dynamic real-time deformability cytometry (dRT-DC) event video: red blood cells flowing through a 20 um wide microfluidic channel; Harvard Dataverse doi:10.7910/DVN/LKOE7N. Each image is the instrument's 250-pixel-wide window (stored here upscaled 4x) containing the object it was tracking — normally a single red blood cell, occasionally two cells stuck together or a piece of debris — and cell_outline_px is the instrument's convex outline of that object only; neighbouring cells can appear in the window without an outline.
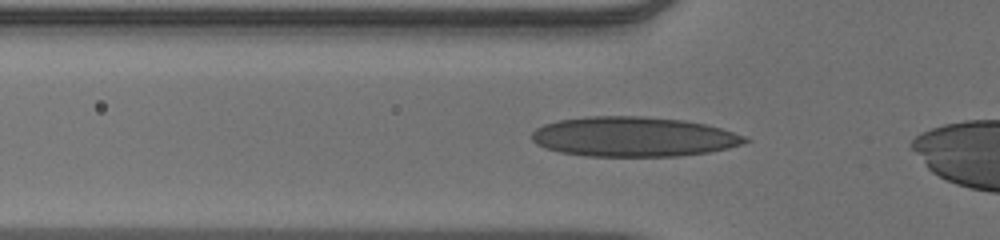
{"species": "human", "species_latin": "Homo sapiens", "temperature_condition": "warm", "stored_images_in_passage": 29, "camera_frame_rate_fps": 3000, "um_per_image_px": 0.085, "donor": {"sex": "male"}, "frame": {"image": 1, "passage_image": 3, "time_ms": 0.667, "image_size_px": [1000, 240], "cell_outline_px": [[752, 140], [744, 144], [728, 148], [708, 152], [676, 156], [588, 156], [560, 152], [544, 148], [536, 144], [532, 140], [532, 132], [536, 128], [544, 124], [556, 120], [588, 116], [644, 116], [684, 120], [704, 124], [720, 128], [744, 136]], "centroid_in_image_um": [53.82, 11.62], "position_along_channel_um": 72.0, "area_um2": 49.59}}
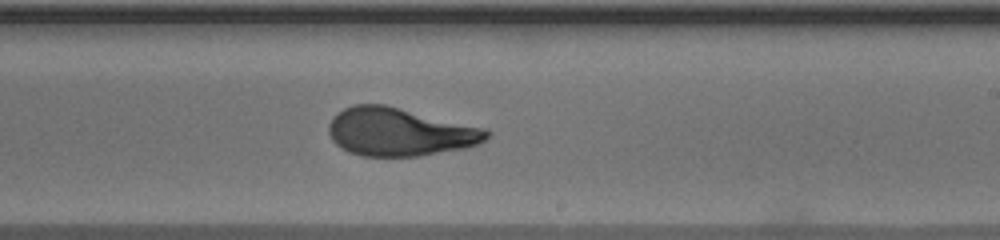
{"frame": {"image": 2, "passage_image": 17, "time_ms": 5.333, "image_size_px": [1000, 240], "cell_outline_px": [[492, 132], [480, 144], [464, 148], [420, 156], [360, 156], [348, 152], [340, 148], [332, 140], [328, 132], [328, 124], [332, 116], [336, 112], [352, 104], [384, 104], [488, 128]], "centroid_in_image_um": [33.96, 11.21], "position_along_channel_um": 255.0, "area_um2": 44.85}}
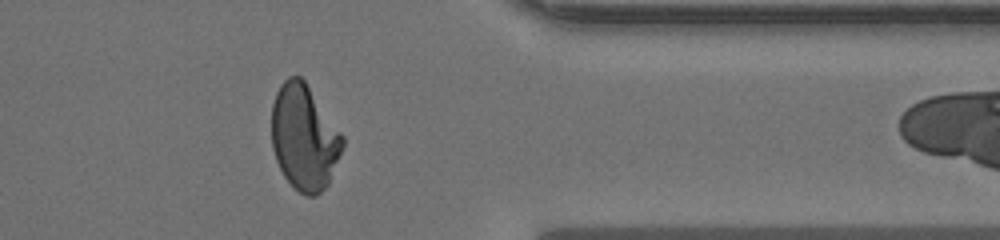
{"frame": {"image": 3, "passage_image": 28, "time_ms": 9.0, "image_size_px": [1000, 240], "cell_outline_px": [[344, 144], [328, 184], [316, 196], [308, 196], [300, 192], [284, 176], [276, 160], [272, 148], [272, 104], [276, 92], [280, 84], [288, 76], [300, 76], [304, 80], [344, 136]], "centroid_in_image_um": [25.85, 11.66], "position_along_channel_um": 385.6, "area_um2": 43.35}}